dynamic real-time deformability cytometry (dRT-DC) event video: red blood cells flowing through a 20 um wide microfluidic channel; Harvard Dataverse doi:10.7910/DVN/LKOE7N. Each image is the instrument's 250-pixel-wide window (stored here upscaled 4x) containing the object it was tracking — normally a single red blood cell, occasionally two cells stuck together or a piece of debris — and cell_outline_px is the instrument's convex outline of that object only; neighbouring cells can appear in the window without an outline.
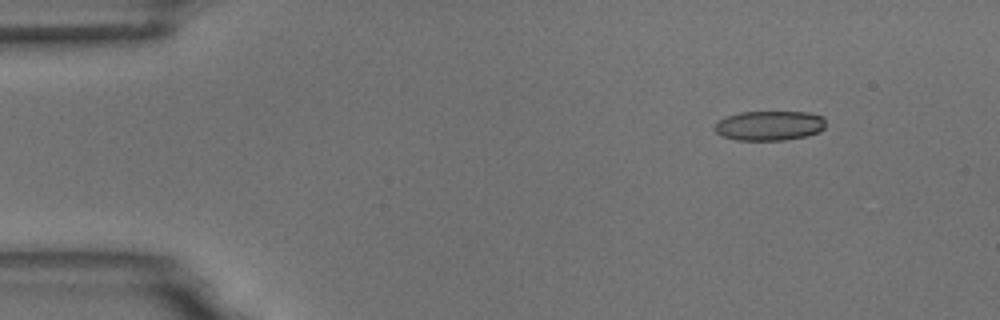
{"species": "common noctule bat (a hibernating species)", "species_latin": "Nyctalus noctula", "temperature_condition": "room temperature", "stored_images_in_passage": 6, "camera_frame_rate_fps": 3000, "um_per_image_px": 0.085, "animal": {"sex": "male", "body_mass_g": 18.8}, "frame": {"image": 1, "passage_image": 2, "time_ms": 1.0, "image_size_px": [1000, 320], "cell_outline_px": [[824, 128], [820, 132], [808, 136], [784, 140], [736, 140], [724, 136], [716, 132], [712, 128], [716, 120], [740, 112], [812, 112], [824, 116]], "centroid_in_image_um": [65.41, 10.67], "position_along_channel_um": 19.6, "area_um2": 19.48}}
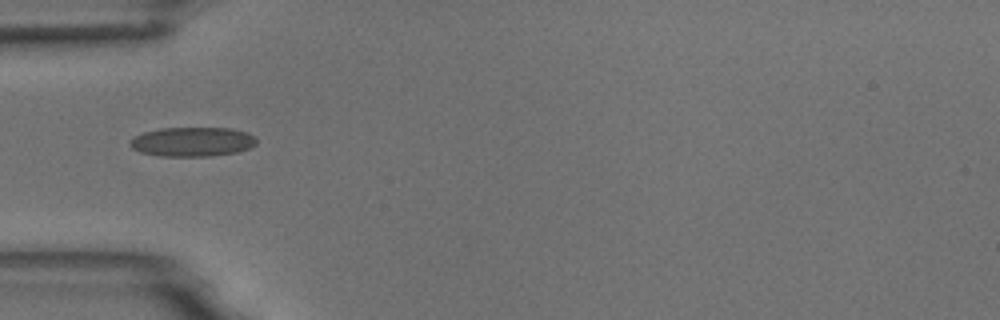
{"frame": {"image": 2, "passage_image": 5, "time_ms": 4.667, "image_size_px": [1000, 320], "cell_outline_px": [[256, 144], [248, 148], [236, 152], [212, 156], [160, 156], [140, 152], [132, 148], [128, 144], [128, 140], [144, 132], [160, 128], [232, 128], [248, 132], [256, 136]], "centroid_in_image_um": [16.35, 12.04], "position_along_channel_um": 68.7, "area_um2": 21.79}}